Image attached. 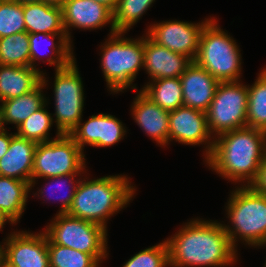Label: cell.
I'll use <instances>...</instances> for the list:
<instances>
[{"label":"cell","mask_w":266,"mask_h":267,"mask_svg":"<svg viewBox=\"0 0 266 267\" xmlns=\"http://www.w3.org/2000/svg\"><path fill=\"white\" fill-rule=\"evenodd\" d=\"M251 186L259 193L266 195V155L260 166L257 179L251 184Z\"/></svg>","instance_id":"836d02e7"},{"label":"cell","mask_w":266,"mask_h":267,"mask_svg":"<svg viewBox=\"0 0 266 267\" xmlns=\"http://www.w3.org/2000/svg\"><path fill=\"white\" fill-rule=\"evenodd\" d=\"M155 0H118L113 11V23L116 32L126 33L137 23L143 13Z\"/></svg>","instance_id":"f546056e"},{"label":"cell","mask_w":266,"mask_h":267,"mask_svg":"<svg viewBox=\"0 0 266 267\" xmlns=\"http://www.w3.org/2000/svg\"><path fill=\"white\" fill-rule=\"evenodd\" d=\"M62 12L65 31L70 42V27L88 30L110 24V34L116 32L113 12L101 3L92 0H66L62 6Z\"/></svg>","instance_id":"9a60e30c"},{"label":"cell","mask_w":266,"mask_h":267,"mask_svg":"<svg viewBox=\"0 0 266 267\" xmlns=\"http://www.w3.org/2000/svg\"><path fill=\"white\" fill-rule=\"evenodd\" d=\"M248 86L240 81L219 82L207 110V125L212 135L247 126ZM216 134H215V133Z\"/></svg>","instance_id":"9c48e42d"},{"label":"cell","mask_w":266,"mask_h":267,"mask_svg":"<svg viewBox=\"0 0 266 267\" xmlns=\"http://www.w3.org/2000/svg\"><path fill=\"white\" fill-rule=\"evenodd\" d=\"M45 73H42L41 83L29 93L22 96L4 100L1 103L4 125L16 124V128L24 122L33 112L41 108L47 101L42 89L46 86Z\"/></svg>","instance_id":"603a6c76"},{"label":"cell","mask_w":266,"mask_h":267,"mask_svg":"<svg viewBox=\"0 0 266 267\" xmlns=\"http://www.w3.org/2000/svg\"><path fill=\"white\" fill-rule=\"evenodd\" d=\"M0 65L30 66L29 34L27 32L0 38Z\"/></svg>","instance_id":"4316f807"},{"label":"cell","mask_w":266,"mask_h":267,"mask_svg":"<svg viewBox=\"0 0 266 267\" xmlns=\"http://www.w3.org/2000/svg\"><path fill=\"white\" fill-rule=\"evenodd\" d=\"M46 104L33 112L17 127L16 134L18 136L35 141L36 143L50 141L48 132L53 125L54 119L48 110L45 109Z\"/></svg>","instance_id":"f1b7e54d"},{"label":"cell","mask_w":266,"mask_h":267,"mask_svg":"<svg viewBox=\"0 0 266 267\" xmlns=\"http://www.w3.org/2000/svg\"><path fill=\"white\" fill-rule=\"evenodd\" d=\"M42 72L30 66L0 65V101L35 89L41 83Z\"/></svg>","instance_id":"ffe728a7"},{"label":"cell","mask_w":266,"mask_h":267,"mask_svg":"<svg viewBox=\"0 0 266 267\" xmlns=\"http://www.w3.org/2000/svg\"><path fill=\"white\" fill-rule=\"evenodd\" d=\"M132 114L138 126L160 145L168 144L169 111L154 103L141 90L133 101Z\"/></svg>","instance_id":"d6986e66"},{"label":"cell","mask_w":266,"mask_h":267,"mask_svg":"<svg viewBox=\"0 0 266 267\" xmlns=\"http://www.w3.org/2000/svg\"><path fill=\"white\" fill-rule=\"evenodd\" d=\"M11 141V134L6 129L0 132V159L7 153Z\"/></svg>","instance_id":"e575fe53"},{"label":"cell","mask_w":266,"mask_h":267,"mask_svg":"<svg viewBox=\"0 0 266 267\" xmlns=\"http://www.w3.org/2000/svg\"><path fill=\"white\" fill-rule=\"evenodd\" d=\"M211 136L205 112L184 105L169 112L168 142L172 139L186 145L208 144L205 147L207 158L214 144Z\"/></svg>","instance_id":"4fadbf2b"},{"label":"cell","mask_w":266,"mask_h":267,"mask_svg":"<svg viewBox=\"0 0 266 267\" xmlns=\"http://www.w3.org/2000/svg\"><path fill=\"white\" fill-rule=\"evenodd\" d=\"M194 62L219 82L239 81L241 54L235 40L224 32L215 19L203 28Z\"/></svg>","instance_id":"5b68a950"},{"label":"cell","mask_w":266,"mask_h":267,"mask_svg":"<svg viewBox=\"0 0 266 267\" xmlns=\"http://www.w3.org/2000/svg\"><path fill=\"white\" fill-rule=\"evenodd\" d=\"M46 226L45 234L54 243L93 255L99 262L107 257V230L67 213H58Z\"/></svg>","instance_id":"52a82bcc"},{"label":"cell","mask_w":266,"mask_h":267,"mask_svg":"<svg viewBox=\"0 0 266 267\" xmlns=\"http://www.w3.org/2000/svg\"><path fill=\"white\" fill-rule=\"evenodd\" d=\"M56 138L37 144L30 189L37 178L81 175L84 172L85 155L78 144L66 134L57 133Z\"/></svg>","instance_id":"ba28073f"},{"label":"cell","mask_w":266,"mask_h":267,"mask_svg":"<svg viewBox=\"0 0 266 267\" xmlns=\"http://www.w3.org/2000/svg\"><path fill=\"white\" fill-rule=\"evenodd\" d=\"M108 7L112 12L115 10L118 0H92Z\"/></svg>","instance_id":"d590c367"},{"label":"cell","mask_w":266,"mask_h":267,"mask_svg":"<svg viewBox=\"0 0 266 267\" xmlns=\"http://www.w3.org/2000/svg\"><path fill=\"white\" fill-rule=\"evenodd\" d=\"M26 32L66 34L62 7L44 2L23 4Z\"/></svg>","instance_id":"44dd1931"},{"label":"cell","mask_w":266,"mask_h":267,"mask_svg":"<svg viewBox=\"0 0 266 267\" xmlns=\"http://www.w3.org/2000/svg\"><path fill=\"white\" fill-rule=\"evenodd\" d=\"M192 63L181 53L173 52L154 42L149 36L144 37V68L152 80L178 78Z\"/></svg>","instance_id":"e0dca14e"},{"label":"cell","mask_w":266,"mask_h":267,"mask_svg":"<svg viewBox=\"0 0 266 267\" xmlns=\"http://www.w3.org/2000/svg\"><path fill=\"white\" fill-rule=\"evenodd\" d=\"M41 37L50 42L48 48H52L53 51L51 53L52 56L46 60L49 62V65H55L56 69H60L76 59L72 51V42L69 41L67 34L31 33L29 34L30 67L37 69L34 62L36 63V60H41L39 57L41 55L39 54ZM55 37L59 40L56 42L57 45L53 40Z\"/></svg>","instance_id":"cb8c5ba5"},{"label":"cell","mask_w":266,"mask_h":267,"mask_svg":"<svg viewBox=\"0 0 266 267\" xmlns=\"http://www.w3.org/2000/svg\"><path fill=\"white\" fill-rule=\"evenodd\" d=\"M122 122L110 114L93 115L84 122L81 120L69 136L83 151L86 144L95 147H108L118 143L126 134Z\"/></svg>","instance_id":"5bb4252c"},{"label":"cell","mask_w":266,"mask_h":267,"mask_svg":"<svg viewBox=\"0 0 266 267\" xmlns=\"http://www.w3.org/2000/svg\"><path fill=\"white\" fill-rule=\"evenodd\" d=\"M227 204V218L233 225L223 226L232 246L237 249L239 236L248 245L262 247L266 243V195L246 184L231 193Z\"/></svg>","instance_id":"277c9868"},{"label":"cell","mask_w":266,"mask_h":267,"mask_svg":"<svg viewBox=\"0 0 266 267\" xmlns=\"http://www.w3.org/2000/svg\"><path fill=\"white\" fill-rule=\"evenodd\" d=\"M30 192V183L0 176V214L11 224L20 219Z\"/></svg>","instance_id":"7402d4cb"},{"label":"cell","mask_w":266,"mask_h":267,"mask_svg":"<svg viewBox=\"0 0 266 267\" xmlns=\"http://www.w3.org/2000/svg\"><path fill=\"white\" fill-rule=\"evenodd\" d=\"M5 223H6V220L0 214V231L2 230V228H3V226H4Z\"/></svg>","instance_id":"ab89813d"},{"label":"cell","mask_w":266,"mask_h":267,"mask_svg":"<svg viewBox=\"0 0 266 267\" xmlns=\"http://www.w3.org/2000/svg\"><path fill=\"white\" fill-rule=\"evenodd\" d=\"M123 32H115L102 46L101 67L107 86L118 93L132 86L138 71L144 66V37L122 38Z\"/></svg>","instance_id":"8992f818"},{"label":"cell","mask_w":266,"mask_h":267,"mask_svg":"<svg viewBox=\"0 0 266 267\" xmlns=\"http://www.w3.org/2000/svg\"><path fill=\"white\" fill-rule=\"evenodd\" d=\"M66 0H42L46 4L62 7Z\"/></svg>","instance_id":"8d00e7d4"},{"label":"cell","mask_w":266,"mask_h":267,"mask_svg":"<svg viewBox=\"0 0 266 267\" xmlns=\"http://www.w3.org/2000/svg\"><path fill=\"white\" fill-rule=\"evenodd\" d=\"M127 176H105L80 180L67 214L93 222L105 229L106 221L123 209L134 196L135 188Z\"/></svg>","instance_id":"3957f363"},{"label":"cell","mask_w":266,"mask_h":267,"mask_svg":"<svg viewBox=\"0 0 266 267\" xmlns=\"http://www.w3.org/2000/svg\"><path fill=\"white\" fill-rule=\"evenodd\" d=\"M26 32L23 4L13 0L0 2V38Z\"/></svg>","instance_id":"4dcf8cb0"},{"label":"cell","mask_w":266,"mask_h":267,"mask_svg":"<svg viewBox=\"0 0 266 267\" xmlns=\"http://www.w3.org/2000/svg\"><path fill=\"white\" fill-rule=\"evenodd\" d=\"M247 127L266 132V68L248 85Z\"/></svg>","instance_id":"484cf974"},{"label":"cell","mask_w":266,"mask_h":267,"mask_svg":"<svg viewBox=\"0 0 266 267\" xmlns=\"http://www.w3.org/2000/svg\"><path fill=\"white\" fill-rule=\"evenodd\" d=\"M0 245V257L12 267H50L45 232H13Z\"/></svg>","instance_id":"8fae6325"},{"label":"cell","mask_w":266,"mask_h":267,"mask_svg":"<svg viewBox=\"0 0 266 267\" xmlns=\"http://www.w3.org/2000/svg\"><path fill=\"white\" fill-rule=\"evenodd\" d=\"M217 138L205 159L207 164L228 180L243 183L246 180L251 185L266 155V132L246 126Z\"/></svg>","instance_id":"7a4b0ae2"},{"label":"cell","mask_w":266,"mask_h":267,"mask_svg":"<svg viewBox=\"0 0 266 267\" xmlns=\"http://www.w3.org/2000/svg\"><path fill=\"white\" fill-rule=\"evenodd\" d=\"M167 265H170L169 249L165 240L135 254L122 267H166Z\"/></svg>","instance_id":"1f68e13d"},{"label":"cell","mask_w":266,"mask_h":267,"mask_svg":"<svg viewBox=\"0 0 266 267\" xmlns=\"http://www.w3.org/2000/svg\"><path fill=\"white\" fill-rule=\"evenodd\" d=\"M50 267H99L100 262L91 254L59 244L47 237Z\"/></svg>","instance_id":"83f0119b"},{"label":"cell","mask_w":266,"mask_h":267,"mask_svg":"<svg viewBox=\"0 0 266 267\" xmlns=\"http://www.w3.org/2000/svg\"><path fill=\"white\" fill-rule=\"evenodd\" d=\"M176 233L166 240L169 266L224 267L237 261V250L221 223L191 220Z\"/></svg>","instance_id":"6da1fadb"},{"label":"cell","mask_w":266,"mask_h":267,"mask_svg":"<svg viewBox=\"0 0 266 267\" xmlns=\"http://www.w3.org/2000/svg\"><path fill=\"white\" fill-rule=\"evenodd\" d=\"M55 70V123L58 133L69 135L82 120L83 83L75 59L66 67Z\"/></svg>","instance_id":"30bf717a"},{"label":"cell","mask_w":266,"mask_h":267,"mask_svg":"<svg viewBox=\"0 0 266 267\" xmlns=\"http://www.w3.org/2000/svg\"><path fill=\"white\" fill-rule=\"evenodd\" d=\"M0 267H12L0 257Z\"/></svg>","instance_id":"60d3db41"},{"label":"cell","mask_w":266,"mask_h":267,"mask_svg":"<svg viewBox=\"0 0 266 267\" xmlns=\"http://www.w3.org/2000/svg\"><path fill=\"white\" fill-rule=\"evenodd\" d=\"M13 1L19 2L21 4H29V3L42 2V0H13Z\"/></svg>","instance_id":"f35d334b"},{"label":"cell","mask_w":266,"mask_h":267,"mask_svg":"<svg viewBox=\"0 0 266 267\" xmlns=\"http://www.w3.org/2000/svg\"><path fill=\"white\" fill-rule=\"evenodd\" d=\"M3 130H5L3 122V111L2 106L0 105V132H2Z\"/></svg>","instance_id":"74e56055"},{"label":"cell","mask_w":266,"mask_h":267,"mask_svg":"<svg viewBox=\"0 0 266 267\" xmlns=\"http://www.w3.org/2000/svg\"><path fill=\"white\" fill-rule=\"evenodd\" d=\"M200 23L164 21L149 26L147 35L157 44L169 50L181 53L192 61L198 53L200 37L204 26L211 20Z\"/></svg>","instance_id":"7c38bea8"},{"label":"cell","mask_w":266,"mask_h":267,"mask_svg":"<svg viewBox=\"0 0 266 267\" xmlns=\"http://www.w3.org/2000/svg\"><path fill=\"white\" fill-rule=\"evenodd\" d=\"M76 175H79V174H68V175H65V176H57V177H49V178H45V180L47 179V180H51V182L49 181L46 185H48L49 184V187H50V184L54 181L55 183H56V187L58 188V190L60 189V187H62V186H65L66 185V183H68V181L70 180V184H71V190L70 189H67V190H70V191H68L69 193L68 194H65L64 196H61V197H58V200H60L62 203V205H61V209H60V211H59V213H67L68 212V210H69V208H70V206H71V204H72V201H73V198H74V195H75V192H76V189H77V186H78V184H79V180L80 179H78V180H74V178H75V176ZM65 178V180H66V183H65V180L63 181V179ZM62 180V181H61ZM68 180V181H67ZM77 181V182H76ZM64 182V183H63ZM74 182H75V184H74ZM56 187L55 188H53V190H51L50 188V190L48 191L49 192V194H50V191H52V193L54 192V189H56ZM47 188V187H46ZM45 187H44V189H41V190H39V192H38V194H40L41 196L42 195H44V190H46L47 191V189H46ZM56 192V191H55ZM46 194V193H45ZM55 194V193H54ZM48 195V194H47ZM54 197V196H53ZM63 197H65V198H63ZM48 198V197H47ZM57 199V198H56Z\"/></svg>","instance_id":"d6a6232c"},{"label":"cell","mask_w":266,"mask_h":267,"mask_svg":"<svg viewBox=\"0 0 266 267\" xmlns=\"http://www.w3.org/2000/svg\"><path fill=\"white\" fill-rule=\"evenodd\" d=\"M37 144L35 141L11 133L8 151L0 159V176L31 183Z\"/></svg>","instance_id":"ac0fdd59"},{"label":"cell","mask_w":266,"mask_h":267,"mask_svg":"<svg viewBox=\"0 0 266 267\" xmlns=\"http://www.w3.org/2000/svg\"><path fill=\"white\" fill-rule=\"evenodd\" d=\"M183 105L207 112L219 81L194 61L180 76Z\"/></svg>","instance_id":"2e32d148"},{"label":"cell","mask_w":266,"mask_h":267,"mask_svg":"<svg viewBox=\"0 0 266 267\" xmlns=\"http://www.w3.org/2000/svg\"><path fill=\"white\" fill-rule=\"evenodd\" d=\"M141 91L166 111L170 112L183 106L180 77L155 79L147 83Z\"/></svg>","instance_id":"d4e9b609"}]
</instances>
